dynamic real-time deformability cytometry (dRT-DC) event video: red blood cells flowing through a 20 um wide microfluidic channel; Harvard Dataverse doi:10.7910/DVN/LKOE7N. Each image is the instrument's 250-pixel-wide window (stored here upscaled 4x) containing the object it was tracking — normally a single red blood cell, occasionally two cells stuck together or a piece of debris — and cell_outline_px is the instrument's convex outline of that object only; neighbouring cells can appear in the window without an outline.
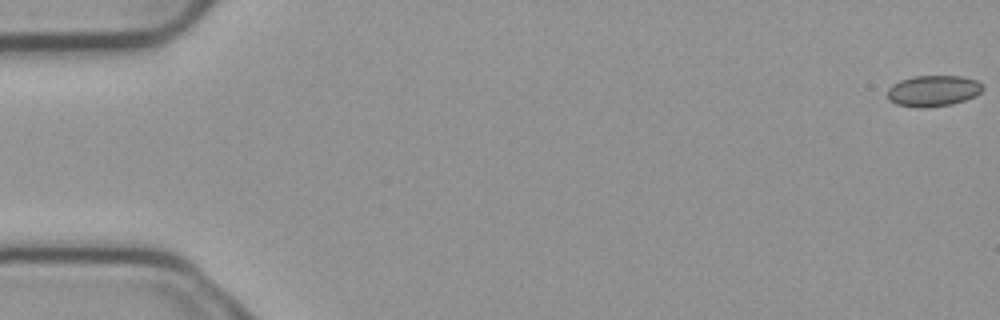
{"species": "common noctule bat (a hibernating species)", "species_latin": "Nyctalus noctula", "temperature_condition": "cold", "stored_images_in_passage": 4, "camera_frame_rate_fps": 3000, "um_per_image_px": 0.085, "animal": {"sex": "male", "body_mass_g": 23.1, "forearm_length_mm": 52.7}, "frame": {"image": 1, "passage_image": 1, "time_ms": 0.0, "image_size_px": [1000, 320], "cell_outline_px": [[984, 88], [976, 96], [952, 104], [924, 108], [920, 108], [896, 104], [888, 100], [888, 88], [892, 84], [900, 80], [912, 76], [960, 76], [976, 80], [984, 84]], "centroid_in_image_um": [79.32, 7.72], "position_along_channel_um": 5.7, "area_um2": 17.4}}